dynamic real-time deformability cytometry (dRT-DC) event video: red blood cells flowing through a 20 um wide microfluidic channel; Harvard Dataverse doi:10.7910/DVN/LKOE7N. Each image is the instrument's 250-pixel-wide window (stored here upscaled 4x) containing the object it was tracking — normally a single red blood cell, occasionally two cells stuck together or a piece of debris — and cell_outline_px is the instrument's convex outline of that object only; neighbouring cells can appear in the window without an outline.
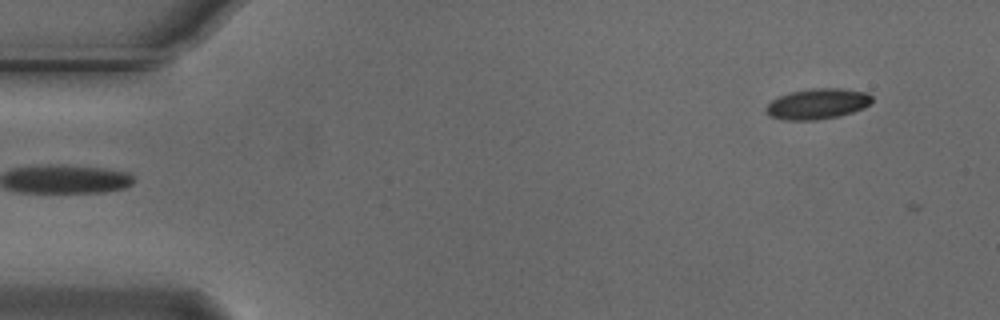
{"species": "Egyptian fruit bat (a non-hibernating species)", "species_latin": "Rousettus aegyptiacus", "temperature_condition": "cold", "stored_images_in_passage": 3, "camera_frame_rate_fps": 3000, "um_per_image_px": 0.085, "animal": {"sex": "male"}, "frame": {"image": 1, "passage_image": 1, "time_ms": 0.0, "image_size_px": [1000, 320], "cell_outline_px": [[872, 104], [864, 108], [840, 116], [816, 120], [788, 120], [768, 116], [764, 112], [764, 108], [772, 100], [780, 96], [792, 92], [812, 88], [840, 88], [868, 92], [872, 96]], "centroid_in_image_um": [69.5, 8.83], "position_along_channel_um": 15.5, "area_um2": 19.07}}